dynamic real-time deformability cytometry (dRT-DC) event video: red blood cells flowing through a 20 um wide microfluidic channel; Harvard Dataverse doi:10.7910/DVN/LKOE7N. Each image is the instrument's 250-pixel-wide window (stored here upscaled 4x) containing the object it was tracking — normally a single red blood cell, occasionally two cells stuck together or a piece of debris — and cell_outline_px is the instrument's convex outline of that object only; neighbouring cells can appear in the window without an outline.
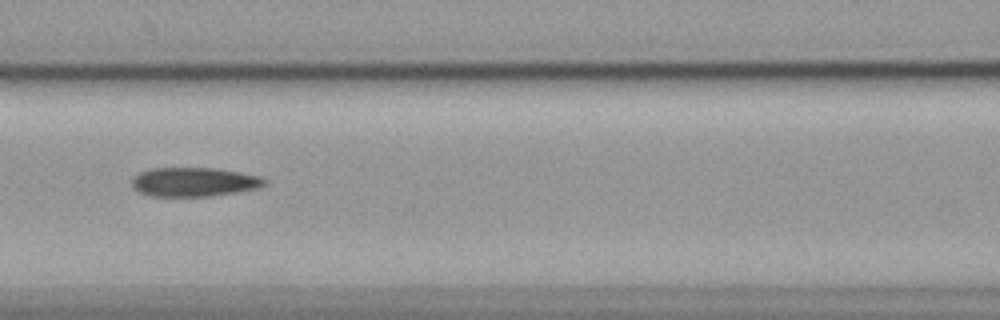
{"species": "common noctule bat (a hibernating species)", "species_latin": "Nyctalus noctula", "temperature_condition": "cold", "stored_images_in_passage": 55, "camera_frame_rate_fps": 3000, "um_per_image_px": 0.085, "animal": {"sex": "female", "body_mass_g": 19.9}, "frame": {"image": 1, "passage_image": 24, "time_ms": 7.667, "image_size_px": [1000, 320], "cell_outline_px": [[268, 180], [260, 188], [236, 192], [208, 196], [152, 196], [140, 192], [132, 188], [132, 180], [140, 172], [152, 168], [216, 168], [240, 172], [260, 176]], "centroid_in_image_um": [16.52, 15.46], "position_along_channel_um": 150.1, "area_um2": 22.43}}
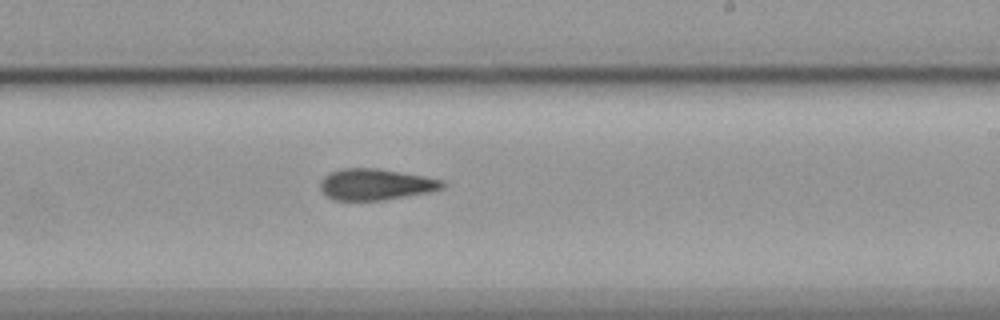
{"frame": {"image": 2, "passage_image": 33, "time_ms": 10.667, "image_size_px": [1000, 320], "cell_outline_px": [[448, 184], [444, 188], [432, 192], [384, 200], [332, 200], [320, 188], [320, 180], [324, 176], [340, 168], [376, 168], [424, 176], [444, 180]], "centroid_in_image_um": [31.98, 15.68], "position_along_channel_um": 257.0, "area_um2": 22.43}}
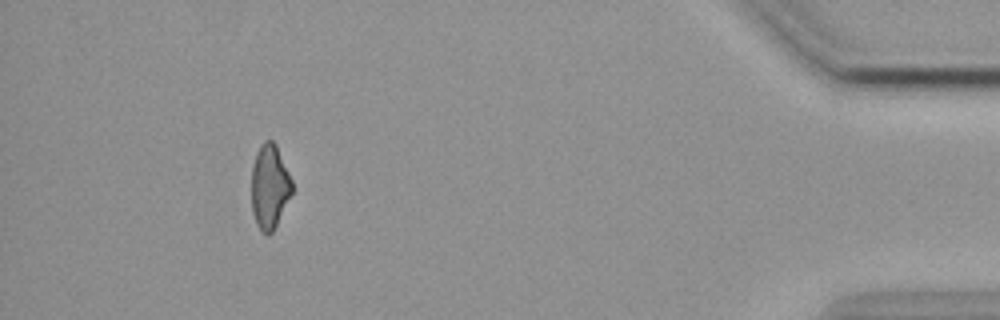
{"frame": {"image": 3, "passage_image": 51, "time_ms": 16.667, "image_size_px": [1000, 320], "cell_outline_px": [[292, 192], [272, 232], [268, 236], [256, 224], [252, 212], [252, 164], [256, 152], [260, 144], [264, 140], [272, 140], [276, 144], [292, 180]], "centroid_in_image_um": [22.9, 15.82], "position_along_channel_um": 412.3, "area_um2": 19.77}, "authors_computed_cell_mechanics": {"area_um2": 22.253, "velocity_mm_per_s": 3.5899, "shape_relaxation_time_tau1_ms": null, "shape_relaxation_time_tau2_ms": 5.7991, "deformation_change_tau1": null, "deformation_change_tau2": 0.1325}}